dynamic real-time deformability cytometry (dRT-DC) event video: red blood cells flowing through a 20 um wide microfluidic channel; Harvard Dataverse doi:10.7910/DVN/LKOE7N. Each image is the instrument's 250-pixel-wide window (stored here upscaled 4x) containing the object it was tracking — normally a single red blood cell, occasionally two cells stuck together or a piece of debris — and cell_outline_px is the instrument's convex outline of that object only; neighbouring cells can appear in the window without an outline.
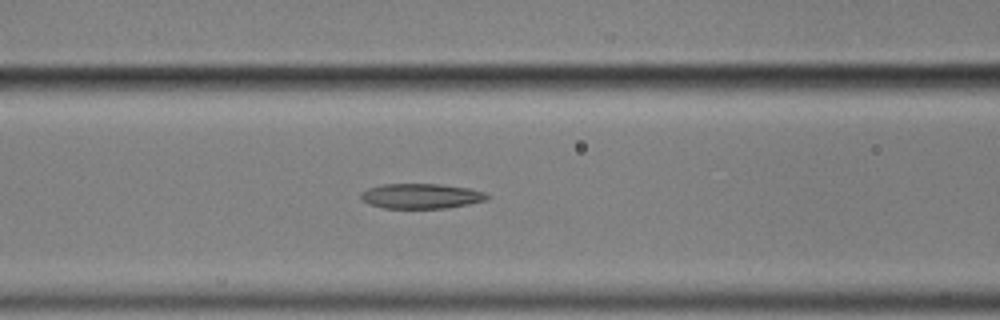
{"species": "common noctule bat (a hibernating species)", "species_latin": "Nyctalus noctula", "temperature_condition": "cold", "stored_images_in_passage": 35, "camera_frame_rate_fps": 3000, "um_per_image_px": 0.085, "animal": {"sex": "male", "body_mass_g": 17.9}, "frame": {"image": 1, "passage_image": 15, "time_ms": 4.667, "image_size_px": [1000, 320], "cell_outline_px": [[492, 196], [488, 200], [468, 204], [444, 208], [384, 208], [368, 204], [360, 196], [360, 192], [368, 188], [380, 184], [440, 184], [468, 188], [484, 192]], "centroid_in_image_um": [35.8, 16.66], "position_along_channel_um": 130.8, "area_um2": 18.5}, "authors_computed_cell_mechanics": {"area_um2": 20.1144, "velocity_mm_per_s": 3.5951, "shape_relaxation_time_tau1_ms": null, "shape_relaxation_time_tau2_ms": 2.044, "deformation_change_tau1": null, "deformation_change_tau2": 0.0941}}